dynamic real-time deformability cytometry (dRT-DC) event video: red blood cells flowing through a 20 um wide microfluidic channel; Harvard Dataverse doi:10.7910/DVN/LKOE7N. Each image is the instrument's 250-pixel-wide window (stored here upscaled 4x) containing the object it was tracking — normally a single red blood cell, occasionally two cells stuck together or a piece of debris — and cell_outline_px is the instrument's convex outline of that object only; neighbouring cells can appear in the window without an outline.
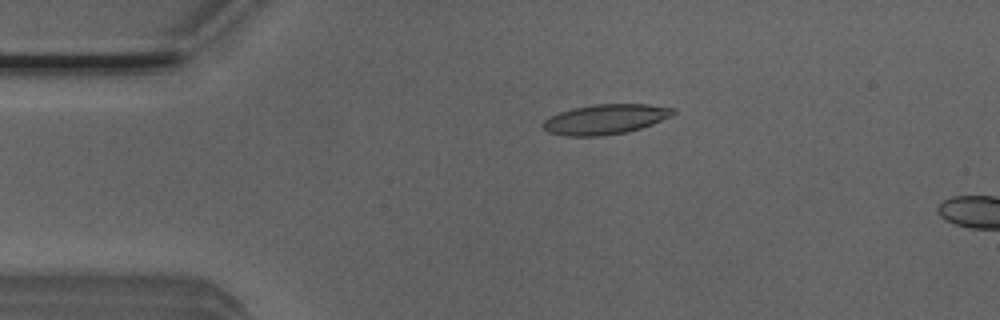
{"species": "Egyptian fruit bat (a non-hibernating species)", "species_latin": "Rousettus aegyptiacus", "temperature_condition": "room temperature", "stored_images_in_passage": 13, "camera_frame_rate_fps": 3000, "um_per_image_px": 0.085, "animal": {"sex": "male"}, "frame": {"image": 1, "passage_image": 10, "time_ms": 3.0, "image_size_px": [1000, 320], "cell_outline_px": [[676, 112], [672, 116], [652, 124], [628, 132], [604, 136], [568, 136], [548, 132], [540, 124], [544, 120], [560, 112], [572, 108], [596, 104], [648, 104], [676, 108]], "centroid_in_image_um": [51.48, 10.14], "position_along_channel_um": 33.5, "area_um2": 22.83}}